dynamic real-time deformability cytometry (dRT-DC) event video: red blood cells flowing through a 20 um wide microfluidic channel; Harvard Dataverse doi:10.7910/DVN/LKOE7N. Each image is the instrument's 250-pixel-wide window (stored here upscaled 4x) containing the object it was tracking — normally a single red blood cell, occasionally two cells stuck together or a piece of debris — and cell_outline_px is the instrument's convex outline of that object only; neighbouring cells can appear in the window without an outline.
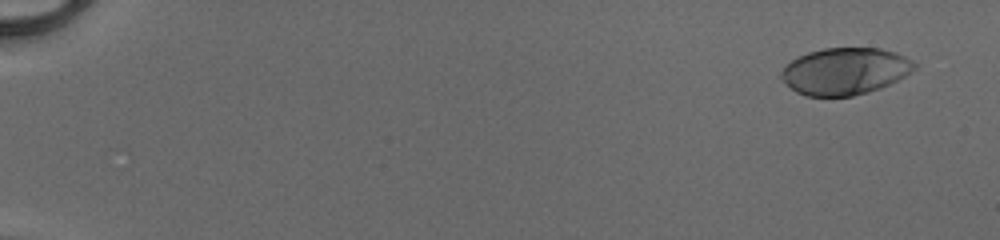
{"species": "human", "species_latin": "Homo sapiens", "temperature_condition": "cold", "stored_images_in_passage": 53, "camera_frame_rate_fps": 3000, "um_per_image_px": 0.085, "donor": {"sex": "male"}, "frame": {"image": 1, "passage_image": 4, "time_ms": 1.0, "image_size_px": [1000, 240], "cell_outline_px": [[916, 68], [912, 72], [880, 88], [868, 92], [852, 96], [804, 96], [796, 92], [780, 76], [780, 72], [792, 60], [808, 52], [824, 48], [880, 48], [896, 52], [912, 60], [916, 64]], "centroid_in_image_um": [71.84, 6.05], "position_along_channel_um": 13.2, "area_um2": 36.18}}
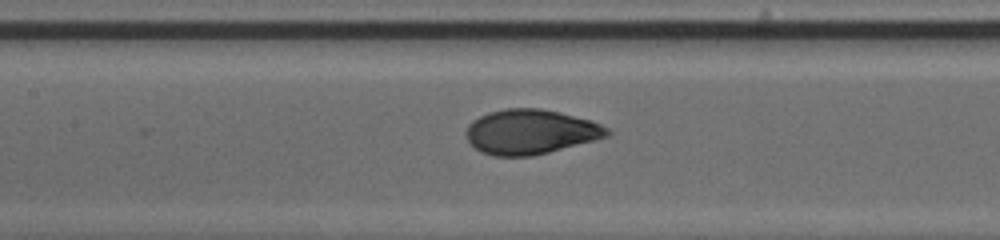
{"frame": {"image": 2, "passage_image": 28, "time_ms": 9.0, "image_size_px": [1000, 240], "cell_outline_px": [[612, 132], [608, 136], [596, 140], [532, 156], [492, 156], [480, 152], [464, 136], [464, 132], [468, 124], [472, 120], [488, 112], [504, 108], [540, 108], [560, 112], [592, 120], [608, 128]], "centroid_in_image_um": [45.08, 11.2], "position_along_channel_um": 162.3, "area_um2": 37.11}}
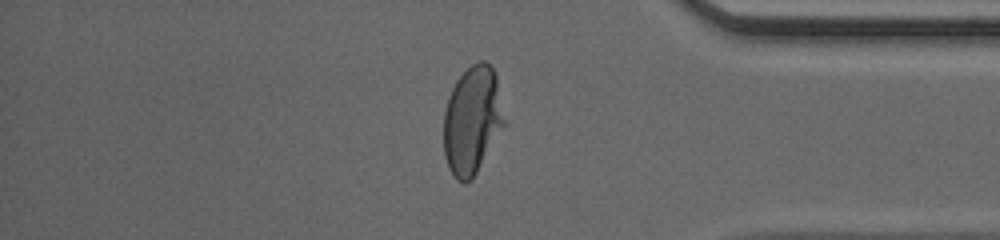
{"frame": {"image": 3, "passage_image": 46, "time_ms": 15.0, "image_size_px": [1000, 240], "cell_outline_px": [[508, 124], [472, 180], [464, 184], [456, 180], [448, 168], [444, 156], [444, 112], [448, 96], [456, 80], [476, 60], [484, 60], [492, 68], [496, 76]], "centroid_in_image_um": [40.18, 10.26], "position_along_channel_um": 395.0, "area_um2": 39.19}, "authors_computed_cell_mechanics": {"area_um2": 36.992, "velocity_mm_per_s": 4.1204, "shape_relaxation_time_tau1_ms": 3.3527, "shape_relaxation_time_tau2_ms": null, "deformation_change_tau1": 0.1802, "deformation_change_tau2": null}}